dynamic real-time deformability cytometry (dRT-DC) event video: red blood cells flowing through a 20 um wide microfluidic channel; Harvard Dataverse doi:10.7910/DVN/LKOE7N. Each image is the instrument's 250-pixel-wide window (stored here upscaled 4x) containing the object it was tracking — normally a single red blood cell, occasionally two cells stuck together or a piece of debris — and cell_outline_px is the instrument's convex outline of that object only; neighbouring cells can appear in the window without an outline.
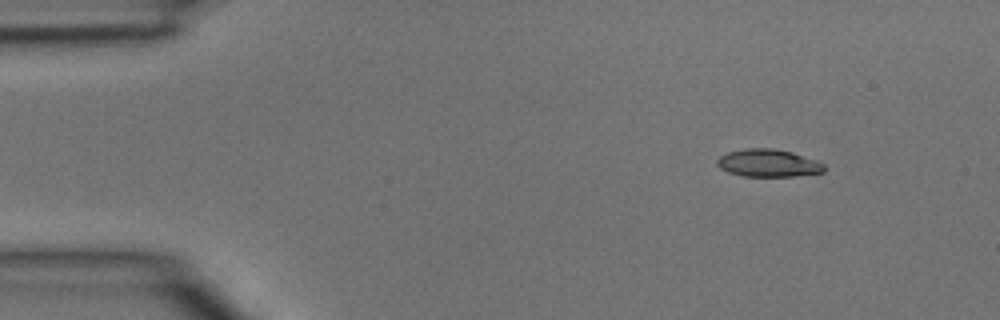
{"species": "common noctule bat (a hibernating species)", "species_latin": "Nyctalus noctula", "temperature_condition": "room temperature", "stored_images_in_passage": 4, "camera_frame_rate_fps": 3000, "um_per_image_px": 0.085, "animal": {"sex": "male", "body_mass_g": 15.6}, "frame": {"image": 1, "passage_image": 2, "time_ms": 0.333, "image_size_px": [1000, 320], "cell_outline_px": [[824, 172], [796, 176], [744, 176], [728, 172], [720, 168], [716, 164], [716, 160], [720, 156], [728, 152], [744, 148], [772, 148], [792, 152], [816, 160], [824, 164]], "centroid_in_image_um": [65.28, 13.86], "position_along_channel_um": 19.7, "area_um2": 17.22}}
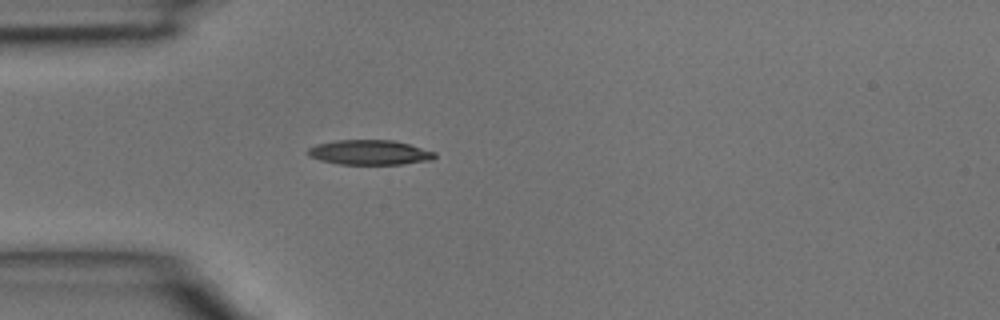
{"frame": {"image": 2, "passage_image": 4, "time_ms": 1.0, "image_size_px": [1000, 320], "cell_outline_px": [[436, 156], [432, 160], [404, 164], [340, 164], [320, 160], [308, 156], [308, 148], [316, 144], [336, 140], [392, 140], [408, 144], [436, 152]], "centroid_in_image_um": [31.41, 12.95], "position_along_channel_um": 53.6, "area_um2": 18.32}}